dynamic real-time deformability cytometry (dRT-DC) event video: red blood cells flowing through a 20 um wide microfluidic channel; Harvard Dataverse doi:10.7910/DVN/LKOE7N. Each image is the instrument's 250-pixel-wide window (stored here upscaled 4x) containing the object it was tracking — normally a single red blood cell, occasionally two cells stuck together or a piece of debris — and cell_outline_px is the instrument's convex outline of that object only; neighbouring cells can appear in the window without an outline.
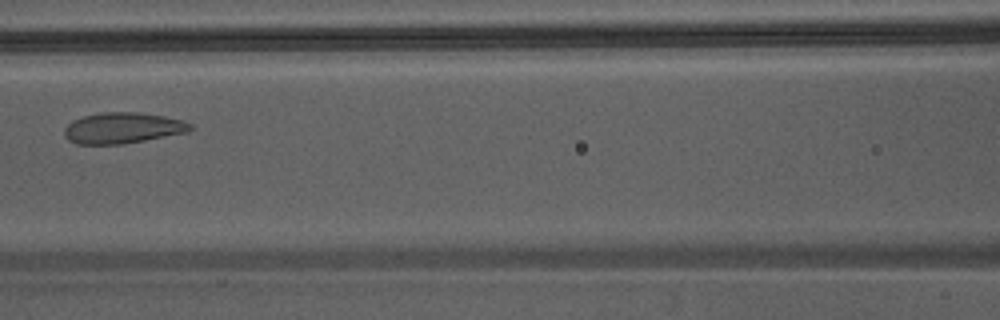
{"species": "Egyptian fruit bat (a non-hibernating species)", "species_latin": "Rousettus aegyptiacus", "temperature_condition": "warm", "stored_images_in_passage": 4, "camera_frame_rate_fps": 3000, "um_per_image_px": 0.085, "animal": {"sex": "male"}, "frame": {"image": 1, "passage_image": 4, "time_ms": 1.0, "image_size_px": [1000, 320], "cell_outline_px": [[196, 128], [188, 132], [124, 144], [76, 144], [68, 140], [64, 136], [64, 128], [72, 120], [84, 116], [100, 112], [140, 112], [164, 116], [184, 120], [192, 124]], "centroid_in_image_um": [10.45, 10.87], "position_along_channel_um": 156.1, "area_um2": 23.0}}